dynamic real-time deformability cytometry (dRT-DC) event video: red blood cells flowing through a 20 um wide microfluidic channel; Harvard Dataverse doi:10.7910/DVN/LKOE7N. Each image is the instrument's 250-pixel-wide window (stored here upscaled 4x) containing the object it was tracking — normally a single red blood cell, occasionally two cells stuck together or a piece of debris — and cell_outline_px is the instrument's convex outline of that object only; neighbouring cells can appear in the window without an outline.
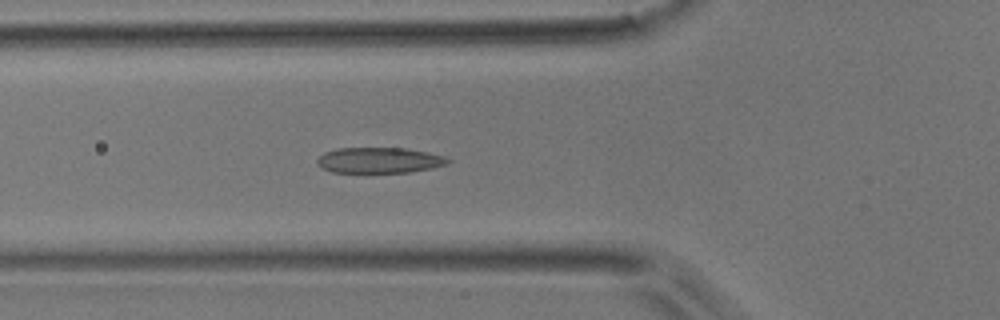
{"species": "common noctule bat (a hibernating species)", "species_latin": "Nyctalus noctula", "temperature_condition": "room temperature", "stored_images_in_passage": 42, "camera_frame_rate_fps": 3000, "um_per_image_px": 0.085, "animal": {"sex": "male", "body_mass_g": 17.9}, "frame": {"image": 1, "passage_image": 9, "time_ms": 2.667, "image_size_px": [1000, 320], "cell_outline_px": [[452, 160], [448, 164], [432, 168], [412, 172], [368, 176], [332, 172], [316, 164], [316, 160], [324, 152], [336, 148], [404, 148], [428, 152], [444, 156]], "centroid_in_image_um": [32.22, 13.68], "position_along_channel_um": 93.6, "area_um2": 20.75}}
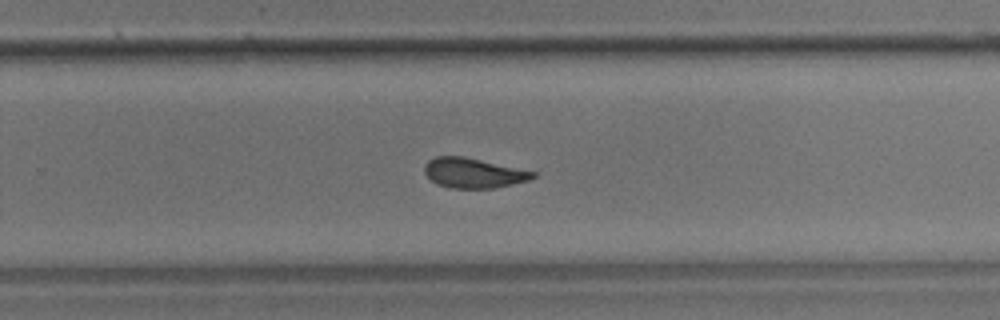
{"frame": {"image": 2, "passage_image": 24, "time_ms": 7.667, "image_size_px": [1000, 320], "cell_outline_px": [[536, 176], [528, 180], [512, 184], [492, 188], [452, 188], [436, 184], [424, 172], [424, 164], [428, 160], [436, 156], [464, 156], [536, 172]], "centroid_in_image_um": [40.21, 14.69], "position_along_channel_um": 289.6, "area_um2": 18.79}}
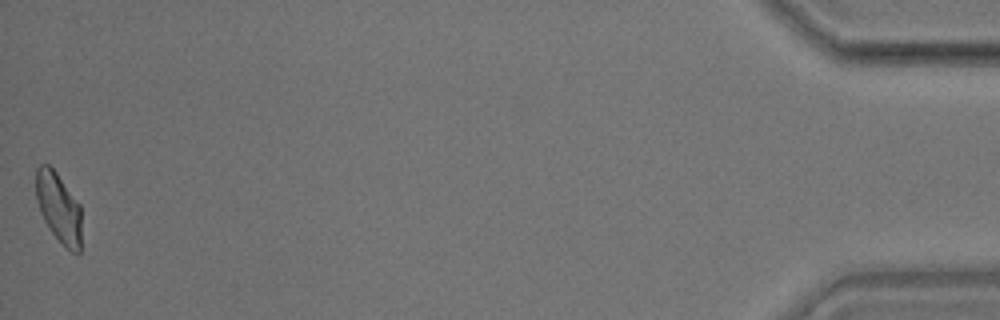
{"frame": {"image": 3, "passage_image": 42, "time_ms": 13.667, "image_size_px": [1000, 320], "cell_outline_px": [[80, 252], [72, 252], [48, 228], [40, 212], [36, 200], [36, 168], [40, 164], [48, 164], [56, 172], [80, 204]], "centroid_in_image_um": [4.96, 17.61], "position_along_channel_um": 430.2, "area_um2": 18.26}, "authors_computed_cell_mechanics": {"area_um2": 19.5653, "velocity_mm_per_s": 3.9106, "shape_relaxation_time_tau1_ms": 3.6987, "shape_relaxation_time_tau2_ms": 1.3033, "deformation_change_tau1": 0.1273, "deformation_change_tau2": 0.0847}}